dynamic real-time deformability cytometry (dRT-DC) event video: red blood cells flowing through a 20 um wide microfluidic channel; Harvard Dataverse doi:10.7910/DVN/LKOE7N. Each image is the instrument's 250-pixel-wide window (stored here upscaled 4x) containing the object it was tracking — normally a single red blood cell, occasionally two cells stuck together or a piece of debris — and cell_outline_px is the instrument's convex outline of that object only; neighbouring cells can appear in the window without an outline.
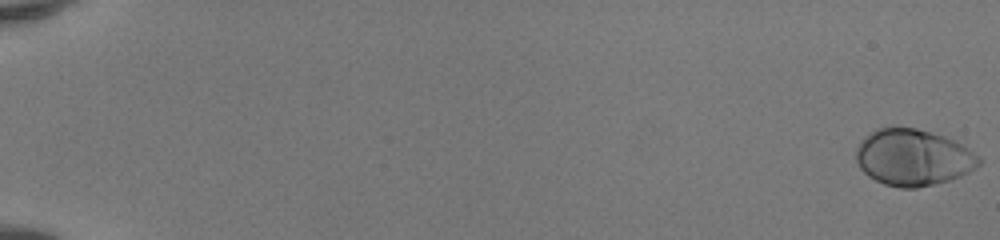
{"species": "human", "species_latin": "Homo sapiens", "temperature_condition": "room temperature", "stored_images_in_passage": 52, "camera_frame_rate_fps": 3000, "um_per_image_px": 0.085, "donor": {"sex": "female"}, "frame": {"image": 1, "passage_image": 1, "time_ms": 0.0, "image_size_px": [1000, 240], "cell_outline_px": [[984, 160], [976, 168], [960, 176], [948, 180], [916, 188], [900, 188], [884, 184], [868, 176], [860, 168], [856, 160], [856, 148], [860, 140], [864, 136], [876, 128], [892, 124], [916, 128], [944, 136], [960, 144], [980, 156]], "centroid_in_image_um": [77.58, 13.35], "position_along_channel_um": 7.4, "area_um2": 40.92}}
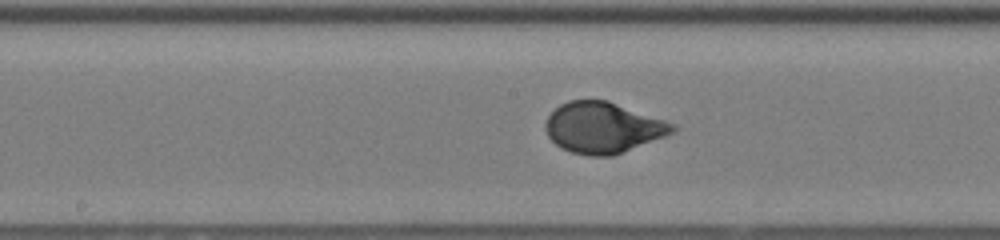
{"frame": {"image": 2, "passage_image": 30, "time_ms": 9.667, "image_size_px": [1000, 240], "cell_outline_px": [[676, 128], [672, 132], [664, 136], [612, 156], [588, 156], [572, 152], [560, 148], [548, 136], [544, 128], [544, 124], [548, 116], [560, 104], [568, 100], [608, 100], [676, 124]], "centroid_in_image_um": [51.22, 10.84], "position_along_channel_um": 197.0, "area_um2": 37.51}}
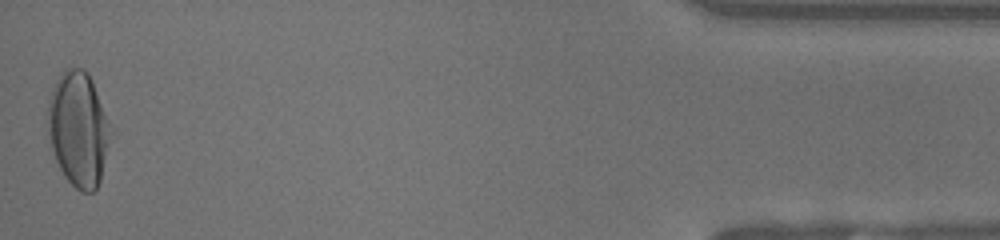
{"frame": {"image": 3, "passage_image": 52, "time_ms": 17.0, "image_size_px": [1000, 240], "cell_outline_px": [[116, 132], [100, 180], [96, 188], [92, 192], [80, 192], [64, 176], [56, 160], [52, 148], [48, 132], [48, 100], [52, 88], [56, 80], [64, 68], [84, 68], [88, 72], [116, 128]], "centroid_in_image_um": [6.76, 10.94], "position_along_channel_um": 428.4, "area_um2": 43.47}, "authors_computed_cell_mechanics": {"area_um2": 37.5122, "velocity_mm_per_s": 4.1463, "shape_relaxation_time_tau1_ms": 3.0678, "shape_relaxation_time_tau2_ms": null, "deformation_change_tau1": 0.1902, "deformation_change_tau2": null}}